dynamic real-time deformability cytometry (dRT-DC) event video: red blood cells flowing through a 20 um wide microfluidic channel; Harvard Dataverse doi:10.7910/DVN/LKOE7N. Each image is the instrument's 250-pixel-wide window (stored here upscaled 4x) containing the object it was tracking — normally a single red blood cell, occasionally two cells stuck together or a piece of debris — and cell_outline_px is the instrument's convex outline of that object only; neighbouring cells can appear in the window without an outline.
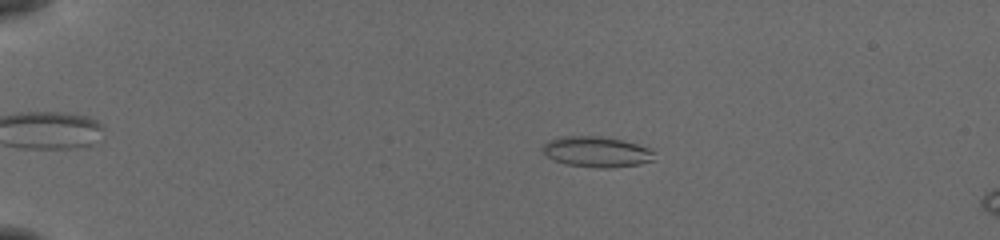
{"species": "common noctule bat (a hibernating species)", "species_latin": "Nyctalus noctula", "temperature_condition": "cold", "stored_images_in_passage": 54, "camera_frame_rate_fps": 3000, "um_per_image_px": 0.085, "animal": {"sex": "female", "body_mass_g": 19.5, "forearm_length_mm": 54.1}, "frame": {"image": 1, "passage_image": 12, "time_ms": 3.667, "image_size_px": [1000, 240], "cell_outline_px": [[656, 160], [640, 164], [608, 168], [600, 168], [564, 164], [552, 160], [540, 148], [548, 140], [560, 136], [600, 136], [624, 140], [648, 148], [652, 152]], "centroid_in_image_um": [50.68, 12.9], "position_along_channel_um": 34.3, "area_um2": 20.06}}
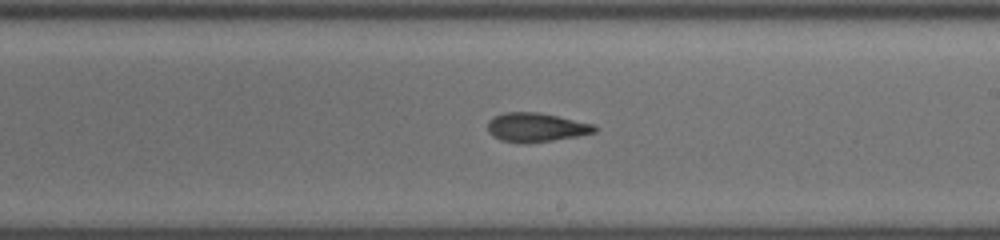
{"frame": {"image": 2, "passage_image": 34, "time_ms": 11.0, "image_size_px": [1000, 240], "cell_outline_px": [[600, 128], [596, 132], [576, 136], [552, 140], [520, 144], [500, 140], [492, 136], [488, 132], [488, 120], [504, 112], [536, 112], [596, 124]], "centroid_in_image_um": [45.57, 10.83], "position_along_channel_um": 243.4, "area_um2": 18.15}}
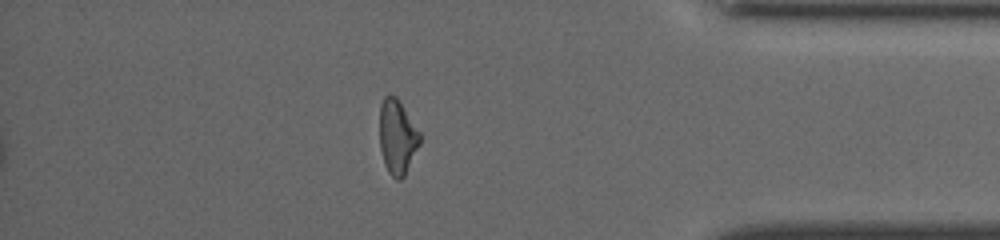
{"frame": {"image": 3, "passage_image": 48, "time_ms": 15.667, "image_size_px": [1000, 240], "cell_outline_px": [[420, 144], [404, 176], [400, 180], [396, 180], [388, 172], [384, 164], [380, 148], [380, 104], [384, 96], [388, 92], [396, 96], [420, 132]], "centroid_in_image_um": [33.76, 11.62], "position_along_channel_um": 401.4, "area_um2": 17.57}, "authors_computed_cell_mechanics": {"area_um2": 18.1492, "velocity_mm_per_s": 3.8854, "shape_relaxation_time_tau1_ms": 10.9749, "shape_relaxation_time_tau2_ms": 2.1891, "deformation_change_tau1": 0.2733, "deformation_change_tau2": 0.0897}}